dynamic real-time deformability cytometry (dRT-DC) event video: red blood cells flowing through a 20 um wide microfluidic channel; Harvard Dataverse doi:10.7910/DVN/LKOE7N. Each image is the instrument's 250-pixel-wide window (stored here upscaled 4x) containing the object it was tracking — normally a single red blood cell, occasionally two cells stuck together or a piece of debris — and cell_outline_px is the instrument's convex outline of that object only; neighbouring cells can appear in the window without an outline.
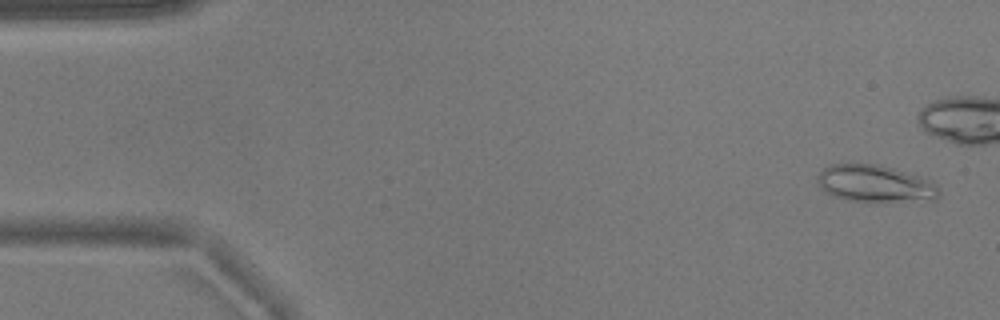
{"species": "common noctule bat (a hibernating species)", "species_latin": "Nyctalus noctula", "temperature_condition": "warm", "stored_images_in_passage": 42, "camera_frame_rate_fps": 3000, "um_per_image_px": 0.085, "animal": {"sex": "male", "body_mass_g": 17.9}, "frame": {"image": 1, "passage_image": 2, "time_ms": 0.333, "image_size_px": [1000, 320], "cell_outline_px": [[940, 192], [936, 200], [884, 204], [868, 204], [848, 200], [832, 196], [824, 192], [816, 184], [816, 176], [828, 164], [876, 164], [892, 168], [920, 176], [936, 184]], "centroid_in_image_um": [74.37, 15.67], "position_along_channel_um": 10.6, "area_um2": 27.46}}
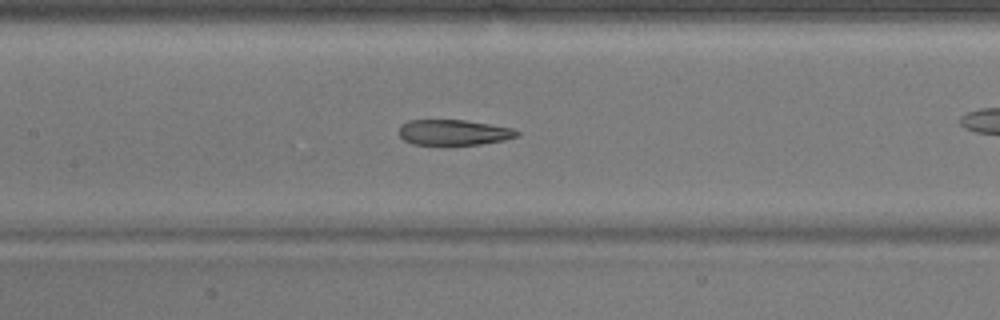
{"frame": {"image": 2, "passage_image": 24, "time_ms": 7.667, "image_size_px": [1000, 320], "cell_outline_px": [[520, 136], [504, 140], [480, 144], [448, 148], [444, 148], [412, 144], [404, 140], [400, 136], [400, 124], [408, 120], [464, 120], [512, 128], [520, 132]], "centroid_in_image_um": [38.53, 11.31], "position_along_channel_um": 168.9, "area_um2": 18.44}}
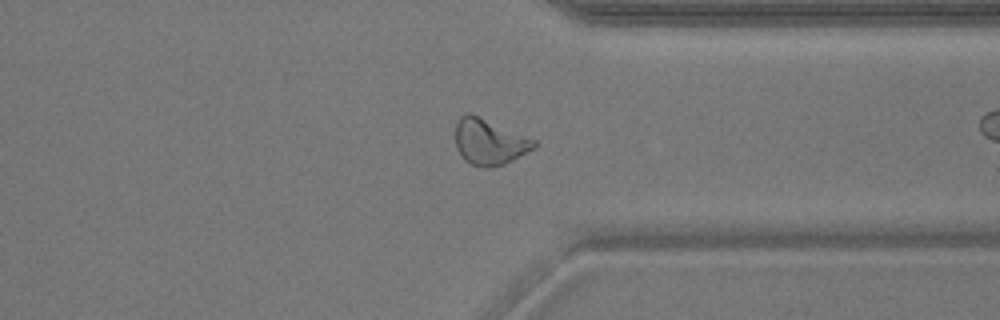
{"frame": {"image": 3, "passage_image": 40, "time_ms": 13.0, "image_size_px": [1000, 320], "cell_outline_px": [[536, 144], [532, 148], [504, 164], [488, 168], [484, 168], [472, 164], [464, 160], [456, 148], [456, 120], [464, 112], [472, 112], [536, 140]], "centroid_in_image_um": [41.53, 12.02], "position_along_channel_um": 369.9, "area_um2": 21.04}}